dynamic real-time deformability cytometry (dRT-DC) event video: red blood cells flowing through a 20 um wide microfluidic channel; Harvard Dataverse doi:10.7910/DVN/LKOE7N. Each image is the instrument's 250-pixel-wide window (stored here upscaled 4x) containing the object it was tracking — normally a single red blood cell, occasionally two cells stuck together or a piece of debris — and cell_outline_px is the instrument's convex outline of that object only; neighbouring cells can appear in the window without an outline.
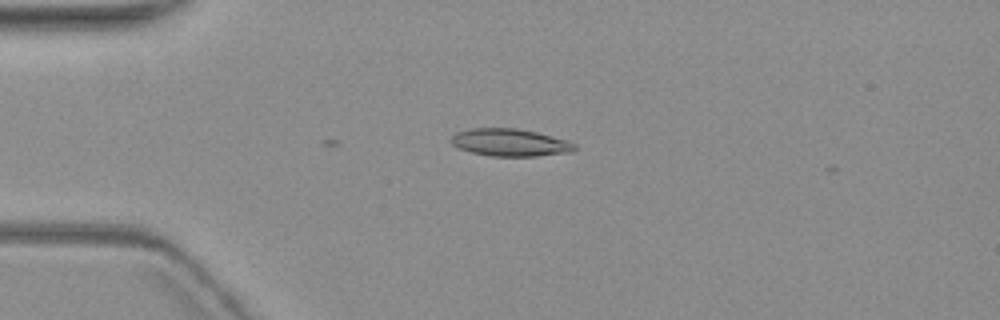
{"species": "common noctule bat (a hibernating species)", "species_latin": "Nyctalus noctula", "temperature_condition": "warm", "stored_images_in_passage": 3, "camera_frame_rate_fps": 3000, "um_per_image_px": 0.085, "animal": {"sex": "female", "body_mass_g": 19.3, "forearm_length_mm": 54.1}, "frame": {"image": 1, "passage_image": 1, "time_ms": 0.0, "image_size_px": [1000, 320], "cell_outline_px": [[576, 148], [572, 152], [536, 156], [492, 156], [472, 152], [460, 148], [452, 144], [448, 140], [456, 132], [472, 128], [516, 128], [536, 132], [568, 140], [576, 144]], "centroid_in_image_um": [43.36, 12.11], "position_along_channel_um": 41.6, "area_um2": 19.77}}
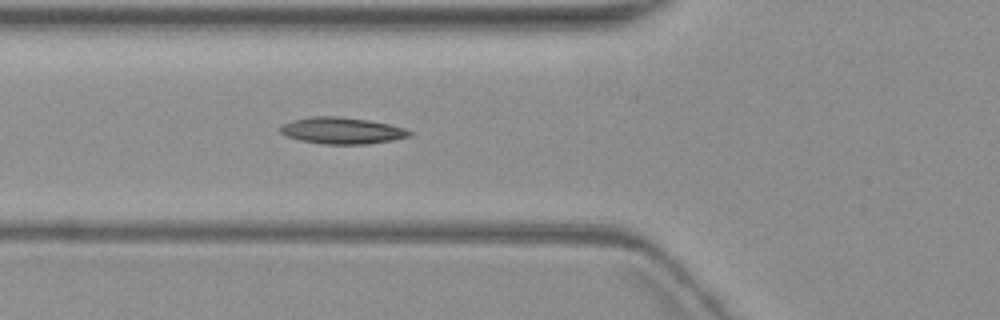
{"frame": {"image": 2, "passage_image": 3, "time_ms": 2.333, "image_size_px": [1000, 320], "cell_outline_px": [[412, 136], [392, 140], [368, 144], [324, 144], [300, 140], [288, 136], [280, 132], [280, 128], [284, 124], [296, 120], [312, 116], [336, 116], [368, 120], [388, 124], [404, 128], [412, 132]], "centroid_in_image_um": [29.11, 11.11], "position_along_channel_um": 96.7, "area_um2": 19.71}}